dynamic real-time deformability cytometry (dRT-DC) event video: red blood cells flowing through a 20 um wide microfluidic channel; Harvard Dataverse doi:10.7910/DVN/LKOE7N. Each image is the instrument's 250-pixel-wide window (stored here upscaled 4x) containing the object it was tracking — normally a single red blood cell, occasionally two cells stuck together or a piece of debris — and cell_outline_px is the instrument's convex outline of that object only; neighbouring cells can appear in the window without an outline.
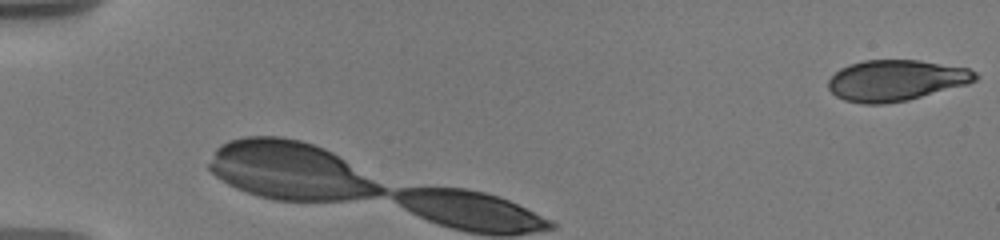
{"species": "human", "species_latin": "Homo sapiens", "temperature_condition": "warm", "stored_images_in_passage": 23, "camera_frame_rate_fps": 3000, "um_per_image_px": 0.085, "donor": {"sex": "male"}, "frame": {"image": 1, "passage_image": 1, "time_ms": 0.0, "image_size_px": [1000, 240], "cell_outline_px": [[980, 76], [976, 80], [968, 84], [908, 100], [884, 104], [864, 104], [844, 100], [836, 96], [828, 88], [828, 80], [840, 68], [848, 64], [864, 60], [920, 60], [968, 68], [976, 72]], "centroid_in_image_um": [76.16, 6.83], "position_along_channel_um": 8.8, "area_um2": 35.26}}
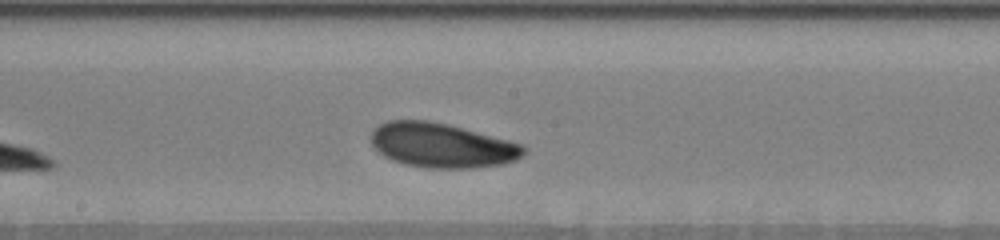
{"frame": {"image": 2, "passage_image": 12, "time_ms": 5.667, "image_size_px": [1000, 240], "cell_outline_px": [[524, 152], [516, 160], [500, 164], [468, 168], [428, 168], [404, 164], [392, 160], [384, 156], [372, 144], [372, 132], [380, 124], [388, 120], [428, 120], [448, 124], [508, 140], [520, 144], [524, 148]], "centroid_in_image_um": [37.52, 12.35], "position_along_channel_um": 210.7, "area_um2": 39.13}}
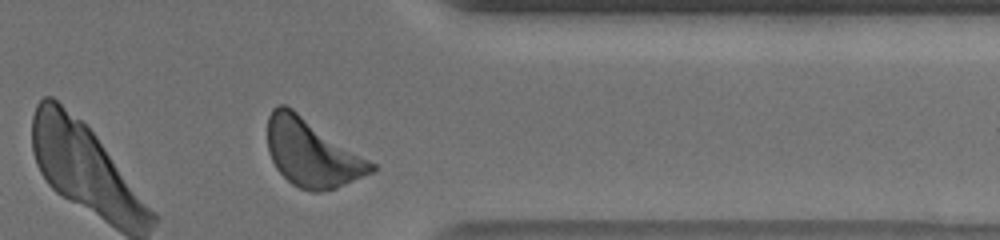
{"frame": {"image": 3, "passage_image": 22, "time_ms": 10.667, "image_size_px": [1000, 240], "cell_outline_px": [[376, 172], [336, 188], [320, 192], [312, 192], [300, 188], [292, 184], [276, 168], [268, 152], [268, 116], [272, 108], [276, 104], [284, 104], [292, 108], [376, 164]], "centroid_in_image_um": [26.52, 13.0], "position_along_channel_um": 384.9, "area_um2": 40.92}, "authors_computed_cell_mechanics": {"area_um2": 39.1306, "velocity_mm_per_s": 3.5663, "shape_relaxation_time_tau1_ms": 2.8762, "shape_relaxation_time_tau2_ms": null, "deformation_change_tau1": 0.0996, "deformation_change_tau2": null}}